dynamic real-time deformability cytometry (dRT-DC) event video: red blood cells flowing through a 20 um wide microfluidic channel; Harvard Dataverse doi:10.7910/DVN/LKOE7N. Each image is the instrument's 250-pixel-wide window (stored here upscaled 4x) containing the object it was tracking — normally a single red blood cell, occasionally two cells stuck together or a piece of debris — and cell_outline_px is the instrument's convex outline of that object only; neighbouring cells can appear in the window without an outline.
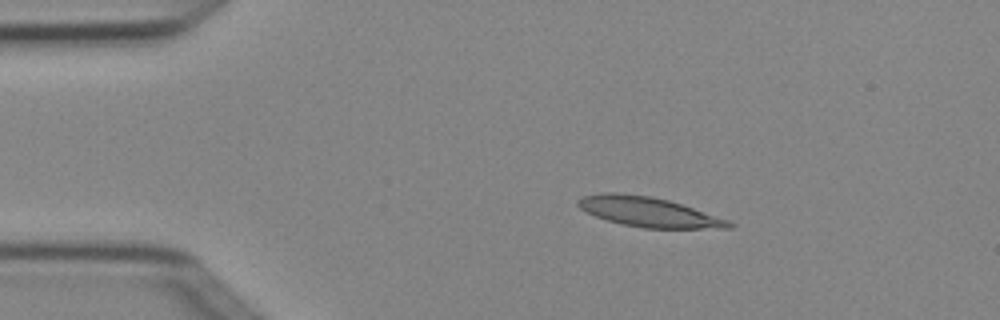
{"species": "Egyptian fruit bat (a non-hibernating species)", "species_latin": "Rousettus aegyptiacus", "temperature_condition": "cold", "stored_images_in_passage": 5, "camera_frame_rate_fps": 3000, "um_per_image_px": 0.085, "animal": {"sex": "female"}, "frame": {"image": 1, "passage_image": 2, "time_ms": 0.333, "image_size_px": [1000, 320], "cell_outline_px": [[736, 224], [732, 228], [644, 228], [624, 224], [608, 220], [596, 216], [580, 208], [576, 204], [576, 200], [584, 196], [600, 192], [616, 192], [652, 196], [668, 200], [728, 220]], "centroid_in_image_um": [55.1, 18.0], "position_along_channel_um": 29.9, "area_um2": 25.89}}
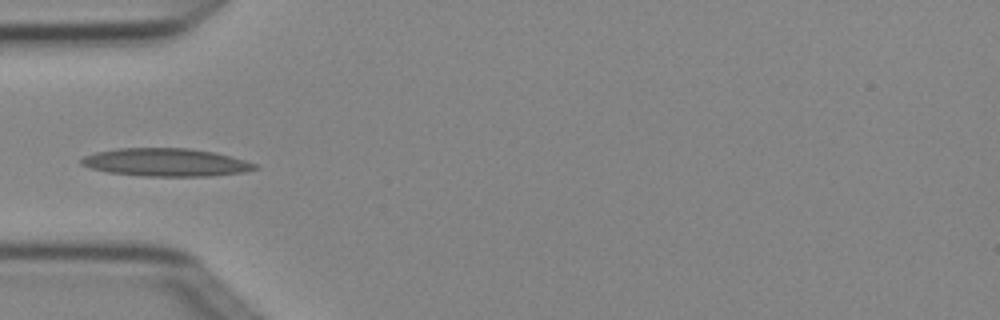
{"frame": {"image": 2, "passage_image": 4, "time_ms": 1.0, "image_size_px": [1000, 320], "cell_outline_px": [[260, 168], [244, 172], [208, 176], [144, 176], [108, 172], [92, 168], [80, 164], [80, 160], [84, 156], [96, 152], [120, 148], [188, 148], [212, 152], [232, 156], [256, 164]], "centroid_in_image_um": [14.11, 13.8], "position_along_channel_um": 70.9, "area_um2": 28.15}}
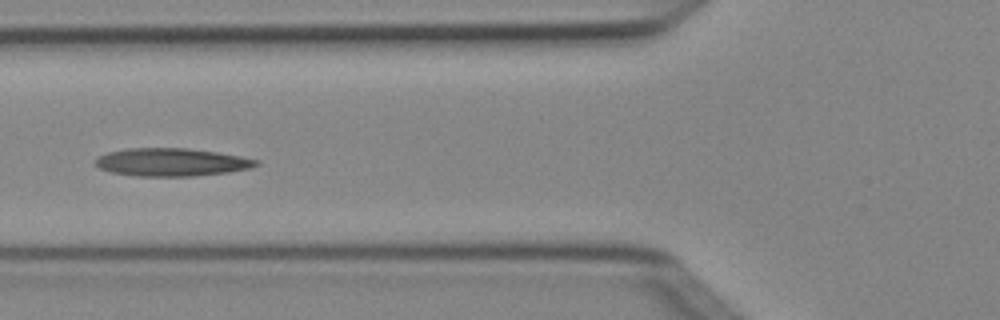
{"frame": {"image": 3, "passage_image": 5, "time_ms": 1.333, "image_size_px": [1000, 320], "cell_outline_px": [[260, 164], [252, 168], [228, 172], [196, 176], [136, 176], [112, 172], [100, 168], [92, 160], [108, 152], [128, 148], [188, 148], [216, 152], [240, 156], [260, 160]], "centroid_in_image_um": [14.61, 13.78], "position_along_channel_um": 111.2, "area_um2": 26.24}}